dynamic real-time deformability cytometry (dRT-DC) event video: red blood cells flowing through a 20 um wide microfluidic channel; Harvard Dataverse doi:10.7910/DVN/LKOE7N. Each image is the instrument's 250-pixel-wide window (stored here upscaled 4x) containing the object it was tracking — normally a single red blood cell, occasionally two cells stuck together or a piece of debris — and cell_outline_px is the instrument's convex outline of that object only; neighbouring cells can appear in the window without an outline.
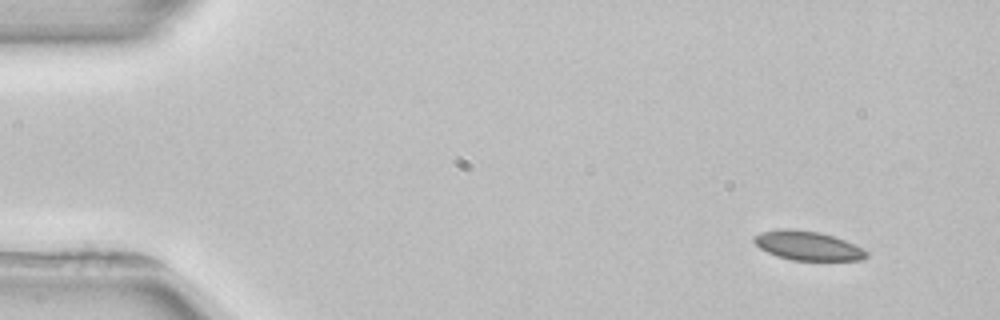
{"species": "common noctule bat (a hibernating species)", "species_latin": "Nyctalus noctula", "temperature_condition": "room temperature", "stored_images_in_passage": 3, "camera_frame_rate_fps": 3000, "um_per_image_px": 0.085, "animal": {"sex": "female", "body_mass_g": 22.7, "forearm_length_mm": 54.2}, "frame": {"image": 1, "passage_image": 1, "time_ms": 0.0, "image_size_px": [1000, 320], "cell_outline_px": [[868, 256], [864, 260], [792, 260], [776, 256], [760, 248], [752, 240], [752, 236], [760, 232], [780, 228], [792, 228], [820, 232], [844, 240], [868, 252]], "centroid_in_image_um": [68.6, 20.87], "position_along_channel_um": 16.4, "area_um2": 19.13}}